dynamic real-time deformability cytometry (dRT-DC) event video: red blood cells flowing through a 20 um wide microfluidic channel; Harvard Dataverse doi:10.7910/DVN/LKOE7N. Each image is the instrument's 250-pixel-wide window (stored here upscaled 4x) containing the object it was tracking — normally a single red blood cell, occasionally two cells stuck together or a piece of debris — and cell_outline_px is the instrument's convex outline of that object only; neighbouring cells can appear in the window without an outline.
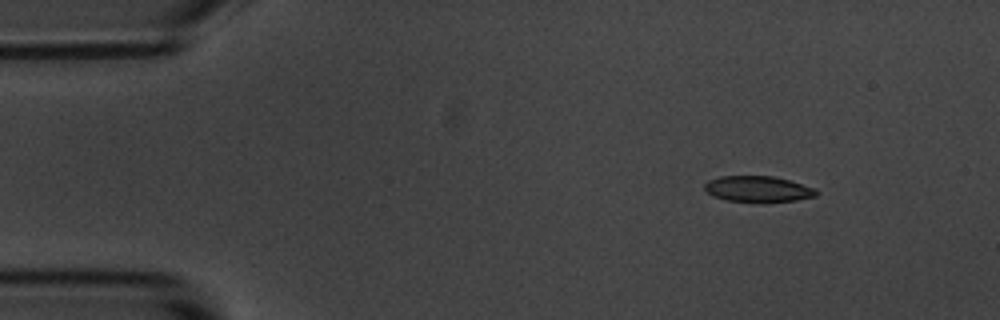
{"species": "common noctule bat (a hibernating species)", "species_latin": "Nyctalus noctula", "temperature_condition": "room temperature", "stored_images_in_passage": 49, "camera_frame_rate_fps": 3000, "um_per_image_px": 0.085, "animal": {"sex": "male", "body_mass_g": 20.1, "forearm_length_mm": 53.5}, "frame": {"image": 1, "passage_image": 1, "time_ms": 0.0, "image_size_px": [1000, 320], "cell_outline_px": [[816, 196], [796, 200], [764, 204], [752, 204], [724, 200], [712, 196], [704, 188], [704, 184], [708, 180], [720, 176], [772, 176], [788, 180], [816, 188]], "centroid_in_image_um": [64.39, 16.11], "position_along_channel_um": 20.6, "area_um2": 17.51}}
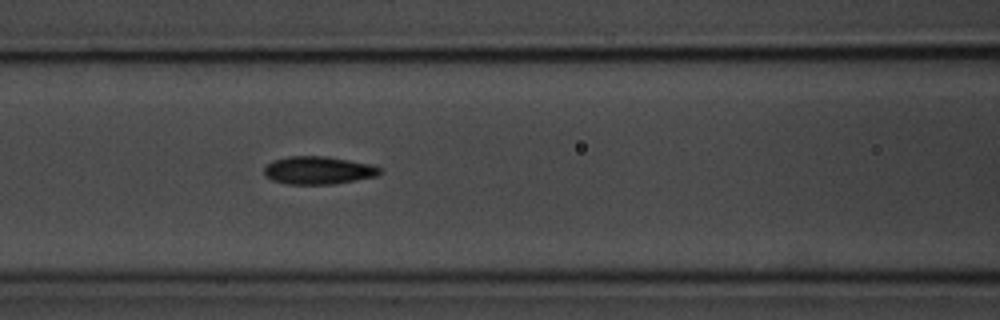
{"frame": {"image": 2, "passage_image": 17, "time_ms": 5.333, "image_size_px": [1000, 320], "cell_outline_px": [[380, 172], [376, 176], [356, 180], [332, 184], [288, 184], [272, 180], [264, 176], [264, 168], [272, 160], [288, 156], [324, 156], [348, 160], [368, 164], [380, 168]], "centroid_in_image_um": [26.99, 14.48], "position_along_channel_um": 139.6, "area_um2": 18.61}}
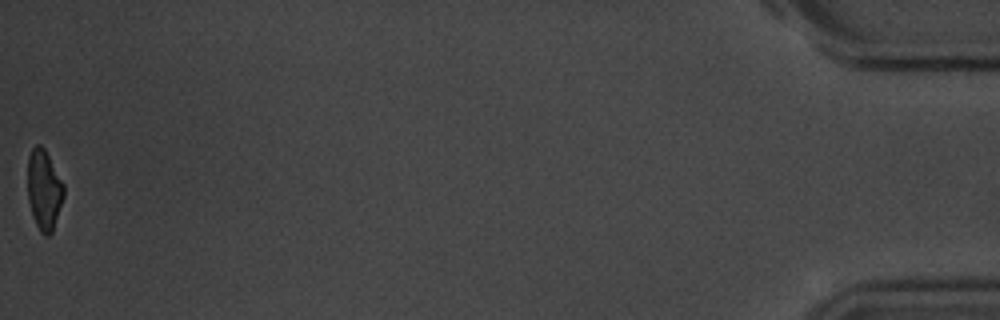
{"frame": {"image": 3, "passage_image": 49, "time_ms": 16.0, "image_size_px": [1000, 320], "cell_outline_px": [[64, 196], [52, 232], [48, 236], [44, 236], [40, 232], [36, 224], [28, 200], [28, 156], [32, 148], [36, 144], [40, 144], [44, 148], [64, 184]], "centroid_in_image_um": [3.74, 16.13], "position_along_channel_um": 431.5, "area_um2": 16.76}, "authors_computed_cell_mechanics": {"area_um2": 18.0336, "velocity_mm_per_s": 3.6694, "shape_relaxation_time_tau1_ms": 2.8214, "shape_relaxation_time_tau2_ms": 2.831, "deformation_change_tau1": 0.1313, "deformation_change_tau2": 0.0824}}